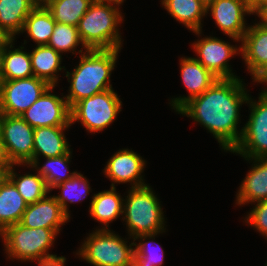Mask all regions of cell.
I'll list each match as a JSON object with an SVG mask.
<instances>
[{
	"mask_svg": "<svg viewBox=\"0 0 267 266\" xmlns=\"http://www.w3.org/2000/svg\"><path fill=\"white\" fill-rule=\"evenodd\" d=\"M244 85L238 78L217 79L204 93L188 100L178 112L192 117L213 133L226 151H232L239 143V108L250 102Z\"/></svg>",
	"mask_w": 267,
	"mask_h": 266,
	"instance_id": "1",
	"label": "cell"
},
{
	"mask_svg": "<svg viewBox=\"0 0 267 266\" xmlns=\"http://www.w3.org/2000/svg\"><path fill=\"white\" fill-rule=\"evenodd\" d=\"M119 50L88 49L81 54L79 65L66 74L71 78L70 94L65 96L70 108L84 98L112 89L109 78Z\"/></svg>",
	"mask_w": 267,
	"mask_h": 266,
	"instance_id": "2",
	"label": "cell"
},
{
	"mask_svg": "<svg viewBox=\"0 0 267 266\" xmlns=\"http://www.w3.org/2000/svg\"><path fill=\"white\" fill-rule=\"evenodd\" d=\"M122 16L115 6L94 1L77 26L82 47L88 49H120L121 38L116 28Z\"/></svg>",
	"mask_w": 267,
	"mask_h": 266,
	"instance_id": "3",
	"label": "cell"
},
{
	"mask_svg": "<svg viewBox=\"0 0 267 266\" xmlns=\"http://www.w3.org/2000/svg\"><path fill=\"white\" fill-rule=\"evenodd\" d=\"M126 224L130 234L145 240L164 230V218L158 199L148 185L132 188L123 204Z\"/></svg>",
	"mask_w": 267,
	"mask_h": 266,
	"instance_id": "4",
	"label": "cell"
},
{
	"mask_svg": "<svg viewBox=\"0 0 267 266\" xmlns=\"http://www.w3.org/2000/svg\"><path fill=\"white\" fill-rule=\"evenodd\" d=\"M0 235L11 258L32 262L57 258V255L46 253L57 235L53 229L27 228L17 223L5 228Z\"/></svg>",
	"mask_w": 267,
	"mask_h": 266,
	"instance_id": "5",
	"label": "cell"
},
{
	"mask_svg": "<svg viewBox=\"0 0 267 266\" xmlns=\"http://www.w3.org/2000/svg\"><path fill=\"white\" fill-rule=\"evenodd\" d=\"M94 266H133L134 249L109 229L89 235L79 251Z\"/></svg>",
	"mask_w": 267,
	"mask_h": 266,
	"instance_id": "6",
	"label": "cell"
},
{
	"mask_svg": "<svg viewBox=\"0 0 267 266\" xmlns=\"http://www.w3.org/2000/svg\"><path fill=\"white\" fill-rule=\"evenodd\" d=\"M121 103L113 89L84 98L70 108L71 124L80 121L90 132L102 131L121 111Z\"/></svg>",
	"mask_w": 267,
	"mask_h": 266,
	"instance_id": "7",
	"label": "cell"
},
{
	"mask_svg": "<svg viewBox=\"0 0 267 266\" xmlns=\"http://www.w3.org/2000/svg\"><path fill=\"white\" fill-rule=\"evenodd\" d=\"M34 128L21 116L3 115L0 139L9 164L33 163Z\"/></svg>",
	"mask_w": 267,
	"mask_h": 266,
	"instance_id": "8",
	"label": "cell"
},
{
	"mask_svg": "<svg viewBox=\"0 0 267 266\" xmlns=\"http://www.w3.org/2000/svg\"><path fill=\"white\" fill-rule=\"evenodd\" d=\"M251 114L242 130L237 146L231 151L248 160L267 158V89L262 91L258 102H250Z\"/></svg>",
	"mask_w": 267,
	"mask_h": 266,
	"instance_id": "9",
	"label": "cell"
},
{
	"mask_svg": "<svg viewBox=\"0 0 267 266\" xmlns=\"http://www.w3.org/2000/svg\"><path fill=\"white\" fill-rule=\"evenodd\" d=\"M51 87L35 76L26 79L0 80V107L5 115L20 116Z\"/></svg>",
	"mask_w": 267,
	"mask_h": 266,
	"instance_id": "10",
	"label": "cell"
},
{
	"mask_svg": "<svg viewBox=\"0 0 267 266\" xmlns=\"http://www.w3.org/2000/svg\"><path fill=\"white\" fill-rule=\"evenodd\" d=\"M49 87L24 113L20 116L32 127L71 126L70 107L65 97L50 93Z\"/></svg>",
	"mask_w": 267,
	"mask_h": 266,
	"instance_id": "11",
	"label": "cell"
},
{
	"mask_svg": "<svg viewBox=\"0 0 267 266\" xmlns=\"http://www.w3.org/2000/svg\"><path fill=\"white\" fill-rule=\"evenodd\" d=\"M193 48L199 54V61L218 79L236 78L228 67L227 61L238 49L218 38L206 37L193 44Z\"/></svg>",
	"mask_w": 267,
	"mask_h": 266,
	"instance_id": "12",
	"label": "cell"
},
{
	"mask_svg": "<svg viewBox=\"0 0 267 266\" xmlns=\"http://www.w3.org/2000/svg\"><path fill=\"white\" fill-rule=\"evenodd\" d=\"M68 220L55 197L48 198L46 195L35 203L27 204L20 224L27 228L53 229L58 234L60 226Z\"/></svg>",
	"mask_w": 267,
	"mask_h": 266,
	"instance_id": "13",
	"label": "cell"
},
{
	"mask_svg": "<svg viewBox=\"0 0 267 266\" xmlns=\"http://www.w3.org/2000/svg\"><path fill=\"white\" fill-rule=\"evenodd\" d=\"M225 34L233 40H241L248 28L245 26V14H252L242 0H217L207 11Z\"/></svg>",
	"mask_w": 267,
	"mask_h": 266,
	"instance_id": "14",
	"label": "cell"
},
{
	"mask_svg": "<svg viewBox=\"0 0 267 266\" xmlns=\"http://www.w3.org/2000/svg\"><path fill=\"white\" fill-rule=\"evenodd\" d=\"M144 166L145 161L140 155L124 149L119 150L109 159L104 172L114 183L133 182L132 188H137L146 185L140 176Z\"/></svg>",
	"mask_w": 267,
	"mask_h": 266,
	"instance_id": "15",
	"label": "cell"
},
{
	"mask_svg": "<svg viewBox=\"0 0 267 266\" xmlns=\"http://www.w3.org/2000/svg\"><path fill=\"white\" fill-rule=\"evenodd\" d=\"M181 76L190 96L172 99L178 111L188 100L204 93L218 78L207 70L196 58H182Z\"/></svg>",
	"mask_w": 267,
	"mask_h": 266,
	"instance_id": "16",
	"label": "cell"
},
{
	"mask_svg": "<svg viewBox=\"0 0 267 266\" xmlns=\"http://www.w3.org/2000/svg\"><path fill=\"white\" fill-rule=\"evenodd\" d=\"M242 52L249 72L254 76L267 62V25L259 22L248 27L241 39Z\"/></svg>",
	"mask_w": 267,
	"mask_h": 266,
	"instance_id": "17",
	"label": "cell"
},
{
	"mask_svg": "<svg viewBox=\"0 0 267 266\" xmlns=\"http://www.w3.org/2000/svg\"><path fill=\"white\" fill-rule=\"evenodd\" d=\"M69 126H51L34 128V148H33V163L31 167H38V157L43 155L47 157H59L67 154L69 144L65 139L63 130Z\"/></svg>",
	"mask_w": 267,
	"mask_h": 266,
	"instance_id": "18",
	"label": "cell"
},
{
	"mask_svg": "<svg viewBox=\"0 0 267 266\" xmlns=\"http://www.w3.org/2000/svg\"><path fill=\"white\" fill-rule=\"evenodd\" d=\"M26 207L17 187L5 176L0 181V233L8 226L20 223Z\"/></svg>",
	"mask_w": 267,
	"mask_h": 266,
	"instance_id": "19",
	"label": "cell"
},
{
	"mask_svg": "<svg viewBox=\"0 0 267 266\" xmlns=\"http://www.w3.org/2000/svg\"><path fill=\"white\" fill-rule=\"evenodd\" d=\"M254 160L256 164L241 184L237 204L267 199V158H254Z\"/></svg>",
	"mask_w": 267,
	"mask_h": 266,
	"instance_id": "20",
	"label": "cell"
},
{
	"mask_svg": "<svg viewBox=\"0 0 267 266\" xmlns=\"http://www.w3.org/2000/svg\"><path fill=\"white\" fill-rule=\"evenodd\" d=\"M35 7L30 0H0V27L14 38L23 32L25 20Z\"/></svg>",
	"mask_w": 267,
	"mask_h": 266,
	"instance_id": "21",
	"label": "cell"
},
{
	"mask_svg": "<svg viewBox=\"0 0 267 266\" xmlns=\"http://www.w3.org/2000/svg\"><path fill=\"white\" fill-rule=\"evenodd\" d=\"M162 4L177 21L197 35L201 33V19L208 12L200 0H162Z\"/></svg>",
	"mask_w": 267,
	"mask_h": 266,
	"instance_id": "22",
	"label": "cell"
},
{
	"mask_svg": "<svg viewBox=\"0 0 267 266\" xmlns=\"http://www.w3.org/2000/svg\"><path fill=\"white\" fill-rule=\"evenodd\" d=\"M34 76L46 81L50 86H55L58 70H61V55L55 49L47 46H37L30 52Z\"/></svg>",
	"mask_w": 267,
	"mask_h": 266,
	"instance_id": "23",
	"label": "cell"
},
{
	"mask_svg": "<svg viewBox=\"0 0 267 266\" xmlns=\"http://www.w3.org/2000/svg\"><path fill=\"white\" fill-rule=\"evenodd\" d=\"M111 190L94 194L91 206V216L100 223L105 224L107 229L108 223L123 214V199L115 192V186L112 183Z\"/></svg>",
	"mask_w": 267,
	"mask_h": 266,
	"instance_id": "24",
	"label": "cell"
},
{
	"mask_svg": "<svg viewBox=\"0 0 267 266\" xmlns=\"http://www.w3.org/2000/svg\"><path fill=\"white\" fill-rule=\"evenodd\" d=\"M23 48L8 50L6 47L2 51L0 80L26 79L34 76L30 53L22 51Z\"/></svg>",
	"mask_w": 267,
	"mask_h": 266,
	"instance_id": "25",
	"label": "cell"
},
{
	"mask_svg": "<svg viewBox=\"0 0 267 266\" xmlns=\"http://www.w3.org/2000/svg\"><path fill=\"white\" fill-rule=\"evenodd\" d=\"M56 21L45 6H36L28 15L23 27L37 46L47 45Z\"/></svg>",
	"mask_w": 267,
	"mask_h": 266,
	"instance_id": "26",
	"label": "cell"
},
{
	"mask_svg": "<svg viewBox=\"0 0 267 266\" xmlns=\"http://www.w3.org/2000/svg\"><path fill=\"white\" fill-rule=\"evenodd\" d=\"M94 0H50L44 6L57 23L78 26Z\"/></svg>",
	"mask_w": 267,
	"mask_h": 266,
	"instance_id": "27",
	"label": "cell"
},
{
	"mask_svg": "<svg viewBox=\"0 0 267 266\" xmlns=\"http://www.w3.org/2000/svg\"><path fill=\"white\" fill-rule=\"evenodd\" d=\"M13 166L14 164H11L6 170V176L14 183L27 204L37 202L50 192L44 178L39 173L37 175L26 174L16 180L17 175L13 172Z\"/></svg>",
	"mask_w": 267,
	"mask_h": 266,
	"instance_id": "28",
	"label": "cell"
},
{
	"mask_svg": "<svg viewBox=\"0 0 267 266\" xmlns=\"http://www.w3.org/2000/svg\"><path fill=\"white\" fill-rule=\"evenodd\" d=\"M54 188L62 189V193L54 197L68 217L70 216L67 208V201L70 203L81 201V199L87 196L90 190L87 179L80 173H76L69 180L57 184L53 189Z\"/></svg>",
	"mask_w": 267,
	"mask_h": 266,
	"instance_id": "29",
	"label": "cell"
},
{
	"mask_svg": "<svg viewBox=\"0 0 267 266\" xmlns=\"http://www.w3.org/2000/svg\"><path fill=\"white\" fill-rule=\"evenodd\" d=\"M70 154L71 151L59 157H47L46 164H44L42 168L39 169L38 173L44 178L49 190H52L53 187L57 184L69 180L77 173L72 172L70 173V175L68 174L69 172L67 169V163H69ZM58 169H63L65 171H62L61 173V171H59Z\"/></svg>",
	"mask_w": 267,
	"mask_h": 266,
	"instance_id": "30",
	"label": "cell"
},
{
	"mask_svg": "<svg viewBox=\"0 0 267 266\" xmlns=\"http://www.w3.org/2000/svg\"><path fill=\"white\" fill-rule=\"evenodd\" d=\"M80 42L82 44L76 26L56 22L47 46L55 49L58 53H63V51H75L74 49Z\"/></svg>",
	"mask_w": 267,
	"mask_h": 266,
	"instance_id": "31",
	"label": "cell"
},
{
	"mask_svg": "<svg viewBox=\"0 0 267 266\" xmlns=\"http://www.w3.org/2000/svg\"><path fill=\"white\" fill-rule=\"evenodd\" d=\"M149 242L142 243L141 241L138 245L134 242L130 244V246H136L134 249L133 266H161L163 264L164 250L160 254L154 250L149 251V247H147Z\"/></svg>",
	"mask_w": 267,
	"mask_h": 266,
	"instance_id": "32",
	"label": "cell"
},
{
	"mask_svg": "<svg viewBox=\"0 0 267 266\" xmlns=\"http://www.w3.org/2000/svg\"><path fill=\"white\" fill-rule=\"evenodd\" d=\"M246 219L247 223L267 237V199L258 201Z\"/></svg>",
	"mask_w": 267,
	"mask_h": 266,
	"instance_id": "33",
	"label": "cell"
},
{
	"mask_svg": "<svg viewBox=\"0 0 267 266\" xmlns=\"http://www.w3.org/2000/svg\"><path fill=\"white\" fill-rule=\"evenodd\" d=\"M13 40L14 38L0 27V51H3L8 45H10V48H13Z\"/></svg>",
	"mask_w": 267,
	"mask_h": 266,
	"instance_id": "34",
	"label": "cell"
},
{
	"mask_svg": "<svg viewBox=\"0 0 267 266\" xmlns=\"http://www.w3.org/2000/svg\"><path fill=\"white\" fill-rule=\"evenodd\" d=\"M66 258L61 256L46 261H38V266H64Z\"/></svg>",
	"mask_w": 267,
	"mask_h": 266,
	"instance_id": "35",
	"label": "cell"
},
{
	"mask_svg": "<svg viewBox=\"0 0 267 266\" xmlns=\"http://www.w3.org/2000/svg\"><path fill=\"white\" fill-rule=\"evenodd\" d=\"M252 14L260 15V0H242Z\"/></svg>",
	"mask_w": 267,
	"mask_h": 266,
	"instance_id": "36",
	"label": "cell"
},
{
	"mask_svg": "<svg viewBox=\"0 0 267 266\" xmlns=\"http://www.w3.org/2000/svg\"><path fill=\"white\" fill-rule=\"evenodd\" d=\"M253 77L256 82L267 84V62Z\"/></svg>",
	"mask_w": 267,
	"mask_h": 266,
	"instance_id": "37",
	"label": "cell"
},
{
	"mask_svg": "<svg viewBox=\"0 0 267 266\" xmlns=\"http://www.w3.org/2000/svg\"><path fill=\"white\" fill-rule=\"evenodd\" d=\"M0 165H10L6 159L1 139H0Z\"/></svg>",
	"mask_w": 267,
	"mask_h": 266,
	"instance_id": "38",
	"label": "cell"
},
{
	"mask_svg": "<svg viewBox=\"0 0 267 266\" xmlns=\"http://www.w3.org/2000/svg\"><path fill=\"white\" fill-rule=\"evenodd\" d=\"M98 3H101V4H107V5H110L113 6L112 3L116 4V5H119L121 4L124 0H94ZM107 2V3H106Z\"/></svg>",
	"mask_w": 267,
	"mask_h": 266,
	"instance_id": "39",
	"label": "cell"
},
{
	"mask_svg": "<svg viewBox=\"0 0 267 266\" xmlns=\"http://www.w3.org/2000/svg\"><path fill=\"white\" fill-rule=\"evenodd\" d=\"M10 165H0V181L6 176V170Z\"/></svg>",
	"mask_w": 267,
	"mask_h": 266,
	"instance_id": "40",
	"label": "cell"
},
{
	"mask_svg": "<svg viewBox=\"0 0 267 266\" xmlns=\"http://www.w3.org/2000/svg\"><path fill=\"white\" fill-rule=\"evenodd\" d=\"M202 5L208 9L213 3H215L217 0H200Z\"/></svg>",
	"mask_w": 267,
	"mask_h": 266,
	"instance_id": "41",
	"label": "cell"
},
{
	"mask_svg": "<svg viewBox=\"0 0 267 266\" xmlns=\"http://www.w3.org/2000/svg\"><path fill=\"white\" fill-rule=\"evenodd\" d=\"M258 17H261L262 22L267 25V9H265Z\"/></svg>",
	"mask_w": 267,
	"mask_h": 266,
	"instance_id": "42",
	"label": "cell"
},
{
	"mask_svg": "<svg viewBox=\"0 0 267 266\" xmlns=\"http://www.w3.org/2000/svg\"><path fill=\"white\" fill-rule=\"evenodd\" d=\"M30 1H32L36 6H44L50 0H30Z\"/></svg>",
	"mask_w": 267,
	"mask_h": 266,
	"instance_id": "43",
	"label": "cell"
},
{
	"mask_svg": "<svg viewBox=\"0 0 267 266\" xmlns=\"http://www.w3.org/2000/svg\"><path fill=\"white\" fill-rule=\"evenodd\" d=\"M267 9V0H260V14Z\"/></svg>",
	"mask_w": 267,
	"mask_h": 266,
	"instance_id": "44",
	"label": "cell"
},
{
	"mask_svg": "<svg viewBox=\"0 0 267 266\" xmlns=\"http://www.w3.org/2000/svg\"><path fill=\"white\" fill-rule=\"evenodd\" d=\"M3 115H4L3 110L0 107V128H1V121H2Z\"/></svg>",
	"mask_w": 267,
	"mask_h": 266,
	"instance_id": "45",
	"label": "cell"
},
{
	"mask_svg": "<svg viewBox=\"0 0 267 266\" xmlns=\"http://www.w3.org/2000/svg\"><path fill=\"white\" fill-rule=\"evenodd\" d=\"M1 54H2V51H0V75H1Z\"/></svg>",
	"mask_w": 267,
	"mask_h": 266,
	"instance_id": "46",
	"label": "cell"
}]
</instances>
